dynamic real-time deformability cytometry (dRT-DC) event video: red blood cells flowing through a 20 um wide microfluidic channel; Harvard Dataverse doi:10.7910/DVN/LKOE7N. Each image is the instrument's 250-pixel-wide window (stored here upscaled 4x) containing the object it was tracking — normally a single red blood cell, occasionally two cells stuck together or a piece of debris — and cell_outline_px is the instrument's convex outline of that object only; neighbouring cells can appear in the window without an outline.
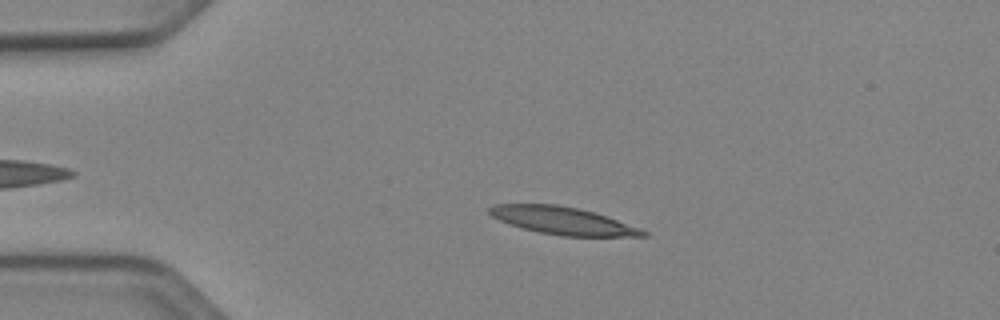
{"species": "Egyptian fruit bat (a non-hibernating species)", "species_latin": "Rousettus aegyptiacus", "temperature_condition": "cold", "stored_images_in_passage": 46, "camera_frame_rate_fps": 3000, "um_per_image_px": 0.085, "animal": {"sex": "female"}, "frame": {"image": 1, "passage_image": 11, "time_ms": 3.333, "image_size_px": [1000, 320], "cell_outline_px": [[648, 236], [560, 236], [540, 232], [524, 228], [500, 220], [492, 216], [488, 212], [488, 208], [492, 204], [556, 204], [580, 208], [640, 228], [648, 232]], "centroid_in_image_um": [47.81, 18.75], "position_along_channel_um": 37.2, "area_um2": 24.28}}
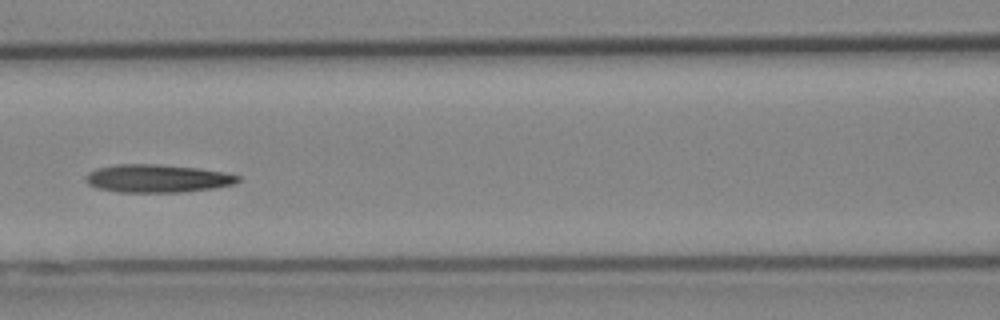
{"frame": {"image": 2, "passage_image": 23, "time_ms": 7.333, "image_size_px": [1000, 320], "cell_outline_px": [[240, 180], [236, 184], [216, 188], [184, 192], [116, 192], [96, 188], [88, 184], [84, 180], [84, 176], [88, 172], [96, 168], [116, 164], [160, 164], [200, 168], [224, 172], [240, 176]], "centroid_in_image_um": [13.37, 15.17], "position_along_channel_um": 153.2, "area_um2": 25.32}}
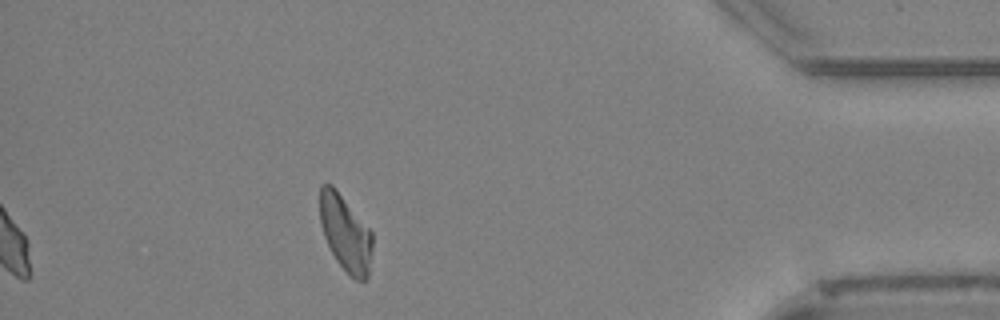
{"frame": {"image": 3, "passage_image": 46, "time_ms": 15.0, "image_size_px": [1000, 320], "cell_outline_px": [[372, 248], [368, 276], [364, 280], [356, 280], [348, 276], [336, 260], [324, 236], [320, 220], [320, 188], [324, 184], [332, 184], [336, 188], [372, 232]], "centroid_in_image_um": [29.36, 19.84], "position_along_channel_um": 405.8, "area_um2": 23.18}}